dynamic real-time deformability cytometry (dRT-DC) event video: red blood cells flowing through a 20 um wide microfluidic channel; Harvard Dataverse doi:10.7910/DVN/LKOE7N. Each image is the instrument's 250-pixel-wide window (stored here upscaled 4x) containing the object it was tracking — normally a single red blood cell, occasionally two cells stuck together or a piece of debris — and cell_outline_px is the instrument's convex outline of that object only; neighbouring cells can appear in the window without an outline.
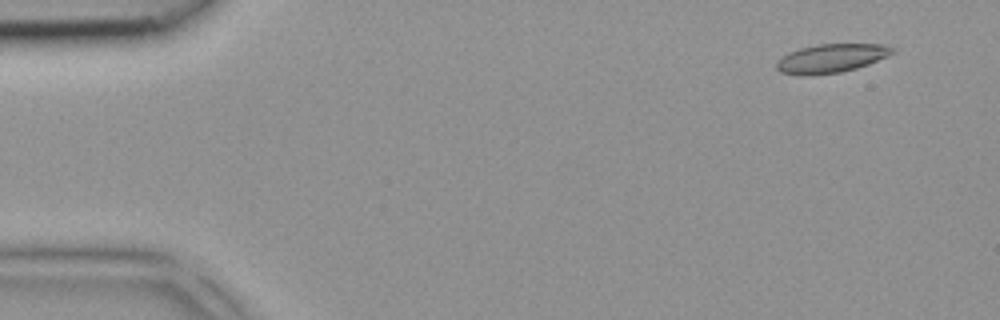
{"species": "common noctule bat (a hibernating species)", "species_latin": "Nyctalus noctula", "temperature_condition": "room temperature", "stored_images_in_passage": 2, "camera_frame_rate_fps": 3000, "um_per_image_px": 0.085, "animal": {"sex": "female", "body_mass_g": 18.4}, "frame": {"image": 1, "passage_image": 1, "time_ms": 0.0, "image_size_px": [1000, 320], "cell_outline_px": [[896, 52], [888, 56], [868, 64], [856, 68], [840, 72], [812, 76], [804, 76], [780, 72], [776, 68], [776, 60], [788, 52], [800, 48], [816, 44], [880, 44], [896, 48]], "centroid_in_image_um": [70.63, 4.96], "position_along_channel_um": 14.4, "area_um2": 19.65}}